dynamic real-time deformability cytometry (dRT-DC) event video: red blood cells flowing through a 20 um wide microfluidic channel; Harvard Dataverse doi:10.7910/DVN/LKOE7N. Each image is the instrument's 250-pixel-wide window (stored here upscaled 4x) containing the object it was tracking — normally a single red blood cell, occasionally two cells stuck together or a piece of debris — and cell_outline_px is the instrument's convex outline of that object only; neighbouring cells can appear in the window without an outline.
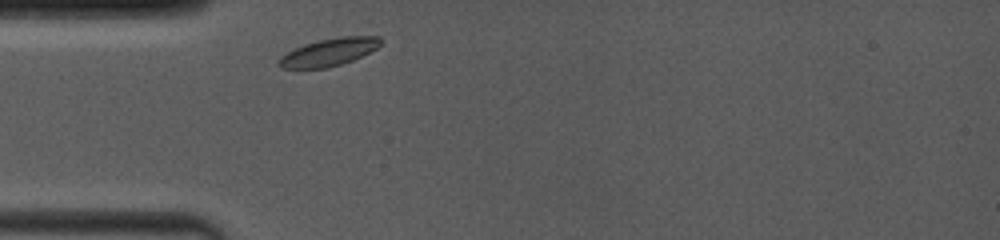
{"species": "common noctule bat (a hibernating species)", "species_latin": "Nyctalus noctula", "temperature_condition": "room temperature", "stored_images_in_passage": 24, "camera_frame_rate_fps": 4000, "um_per_image_px": 0.085, "animal": {"sex": "female", "body_mass_g": 19.0, "forearm_length_mm": 53.3}, "frame": {"image": 1, "passage_image": 1, "time_ms": 0.0, "image_size_px": [1000, 240], "cell_outline_px": [[384, 40], [376, 48], [352, 60], [328, 68], [280, 68], [276, 64], [276, 60], [280, 56], [304, 44], [320, 40], [340, 36], [380, 36]], "centroid_in_image_um": [27.93, 4.43], "position_along_channel_um": 57.1, "area_um2": 16.3}}
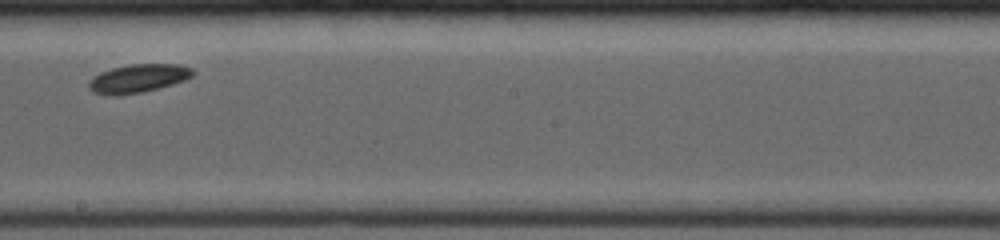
{"frame": {"image": 2, "passage_image": 14, "time_ms": 4.75, "image_size_px": [1000, 240], "cell_outline_px": [[196, 72], [192, 76], [184, 80], [160, 88], [140, 92], [116, 96], [112, 96], [92, 92], [88, 88], [88, 80], [92, 76], [100, 72], [112, 68], [128, 64], [180, 64], [192, 68]], "centroid_in_image_um": [11.71, 6.66], "position_along_channel_um": 236.5, "area_um2": 17.46}}
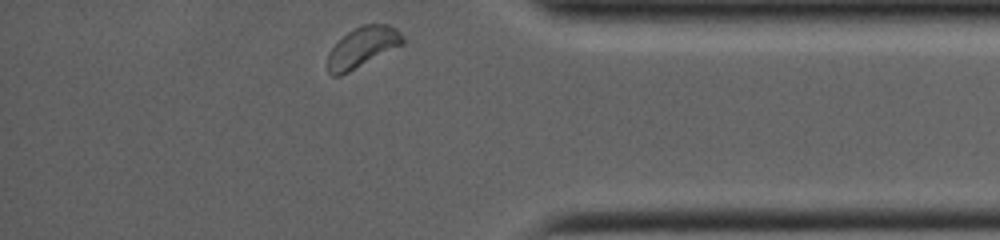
{"frame": {"image": 3, "passage_image": 24, "time_ms": 9.25, "image_size_px": [1000, 240], "cell_outline_px": [[404, 44], [340, 76], [332, 76], [328, 72], [328, 52], [348, 32], [364, 24], [388, 24], [396, 28], [404, 36]], "centroid_in_image_um": [30.83, 4.01], "position_along_channel_um": 404.4, "area_um2": 17.46}, "authors_computed_cell_mechanics": {"area_um2": 16.6464, "velocity_mm_per_s": 3.8806, "shape_relaxation_time_tau1_ms": 0.8047, "shape_relaxation_time_tau2_ms": null, "deformation_change_tau1": 0.0516, "deformation_change_tau2": null}}